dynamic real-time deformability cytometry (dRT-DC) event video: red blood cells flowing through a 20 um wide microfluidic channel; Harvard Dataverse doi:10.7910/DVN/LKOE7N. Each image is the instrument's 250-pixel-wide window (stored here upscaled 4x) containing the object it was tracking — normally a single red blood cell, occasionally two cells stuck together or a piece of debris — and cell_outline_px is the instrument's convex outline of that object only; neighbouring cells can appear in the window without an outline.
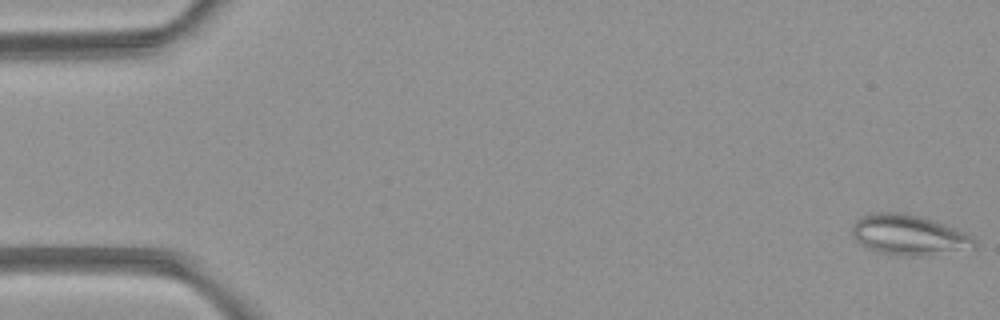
{"species": "common noctule bat (a hibernating species)", "species_latin": "Nyctalus noctula", "temperature_condition": "room temperature", "stored_images_in_passage": 6, "camera_frame_rate_fps": 3000, "um_per_image_px": 0.085, "animal": {"sex": "female", "body_mass_g": 21.9}, "frame": {"image": 1, "passage_image": 1, "time_ms": 0.0, "image_size_px": [1000, 320], "cell_outline_px": [[976, 248], [932, 256], [900, 256], [880, 252], [868, 248], [860, 244], [856, 240], [852, 232], [852, 224], [860, 216], [876, 212], [900, 212], [920, 216], [932, 220], [964, 232], [972, 236], [976, 240]], "centroid_in_image_um": [77.27, 19.99], "position_along_channel_um": 7.7, "area_um2": 29.02}}